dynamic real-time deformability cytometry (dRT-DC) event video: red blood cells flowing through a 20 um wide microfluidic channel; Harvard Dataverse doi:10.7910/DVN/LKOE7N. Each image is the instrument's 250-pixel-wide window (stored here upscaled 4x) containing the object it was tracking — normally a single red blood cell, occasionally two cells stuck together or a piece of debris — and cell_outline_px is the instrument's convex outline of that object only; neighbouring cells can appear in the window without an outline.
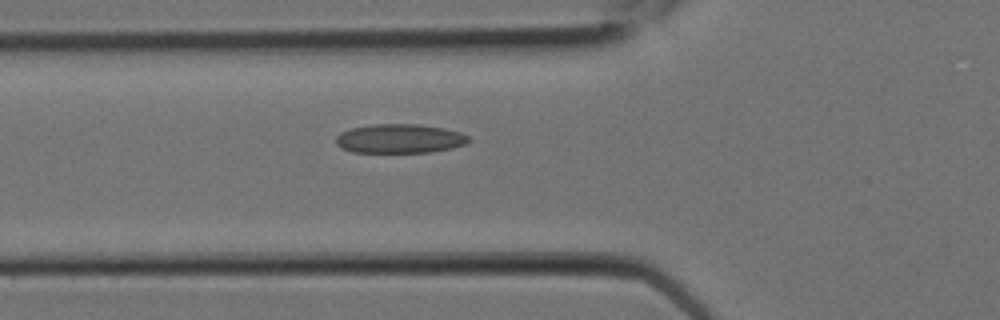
{"species": "Egyptian fruit bat (a non-hibernating species)", "species_latin": "Rousettus aegyptiacus", "temperature_condition": "room temperature", "stored_images_in_passage": 2, "camera_frame_rate_fps": 3000, "um_per_image_px": 0.085, "animal": {"sex": "female"}, "frame": {"image": 1, "passage_image": 2, "time_ms": 0.333, "image_size_px": [1000, 320], "cell_outline_px": [[472, 140], [468, 144], [452, 148], [428, 152], [352, 152], [340, 148], [336, 144], [336, 136], [340, 132], [352, 128], [376, 124], [420, 124], [444, 128], [460, 132], [468, 136]], "centroid_in_image_um": [33.99, 11.78], "position_along_channel_um": 91.8, "area_um2": 22.66}}